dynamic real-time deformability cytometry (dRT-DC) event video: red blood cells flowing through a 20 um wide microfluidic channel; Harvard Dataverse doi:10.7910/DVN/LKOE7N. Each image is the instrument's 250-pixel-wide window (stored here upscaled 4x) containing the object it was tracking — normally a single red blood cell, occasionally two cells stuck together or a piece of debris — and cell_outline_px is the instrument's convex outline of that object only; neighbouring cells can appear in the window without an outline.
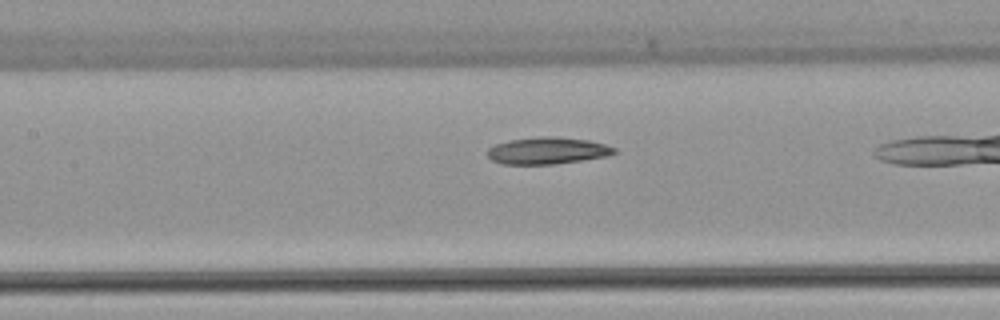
{"species": "common noctule bat (a hibernating species)", "species_latin": "Nyctalus noctula", "temperature_condition": "warm", "stored_images_in_passage": 24, "camera_frame_rate_fps": 3000, "um_per_image_px": 0.085, "animal": {"sex": "female", "body_mass_g": 22.7, "forearm_length_mm": 54.2}, "frame": {"image": 1, "passage_image": 8, "time_ms": 2.333, "image_size_px": [1000, 320], "cell_outline_px": [[616, 152], [608, 156], [552, 164], [500, 164], [492, 160], [488, 156], [488, 148], [496, 144], [508, 140], [540, 136], [548, 136], [588, 140], [604, 144], [616, 148]], "centroid_in_image_um": [46.51, 12.8], "position_along_channel_um": 160.9, "area_um2": 19.71}}
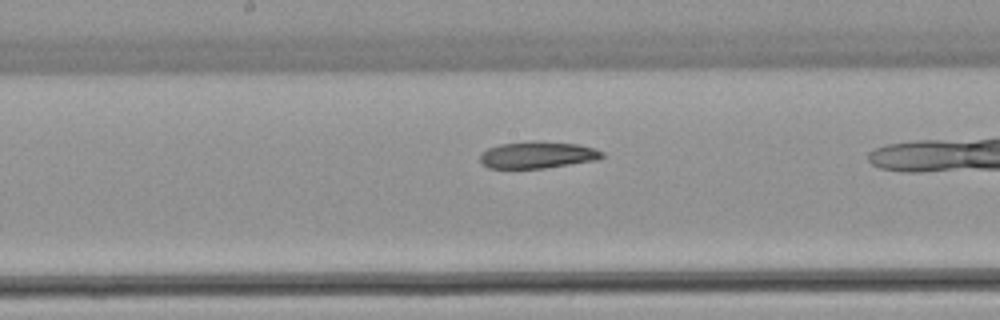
{"frame": {"image": 2, "passage_image": 11, "time_ms": 3.333, "image_size_px": [1000, 320], "cell_outline_px": [[604, 156], [600, 160], [544, 168], [488, 168], [480, 160], [480, 156], [488, 148], [500, 144], [532, 140], [580, 144], [604, 152]], "centroid_in_image_um": [45.74, 13.16], "position_along_channel_um": 202.5, "area_um2": 19.19}}
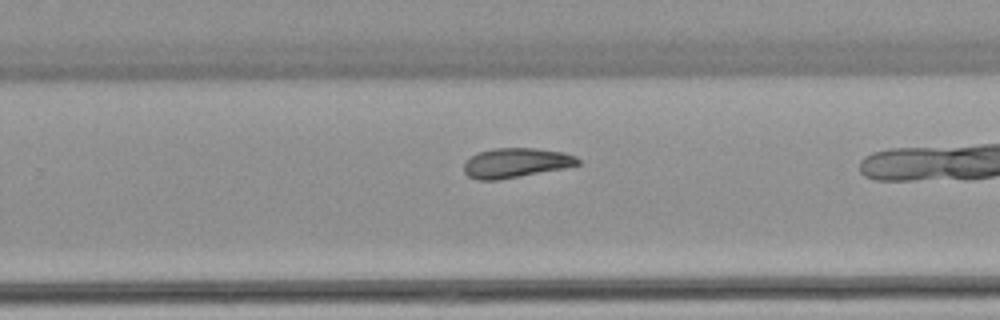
{"frame": {"image": 3, "passage_image": 17, "time_ms": 5.333, "image_size_px": [1000, 320], "cell_outline_px": [[580, 164], [564, 168], [500, 180], [476, 180], [468, 176], [464, 172], [464, 160], [480, 152], [496, 148], [536, 148], [564, 152], [576, 156], [580, 160]], "centroid_in_image_um": [43.85, 13.85], "position_along_channel_um": 286.0, "area_um2": 19.77}}